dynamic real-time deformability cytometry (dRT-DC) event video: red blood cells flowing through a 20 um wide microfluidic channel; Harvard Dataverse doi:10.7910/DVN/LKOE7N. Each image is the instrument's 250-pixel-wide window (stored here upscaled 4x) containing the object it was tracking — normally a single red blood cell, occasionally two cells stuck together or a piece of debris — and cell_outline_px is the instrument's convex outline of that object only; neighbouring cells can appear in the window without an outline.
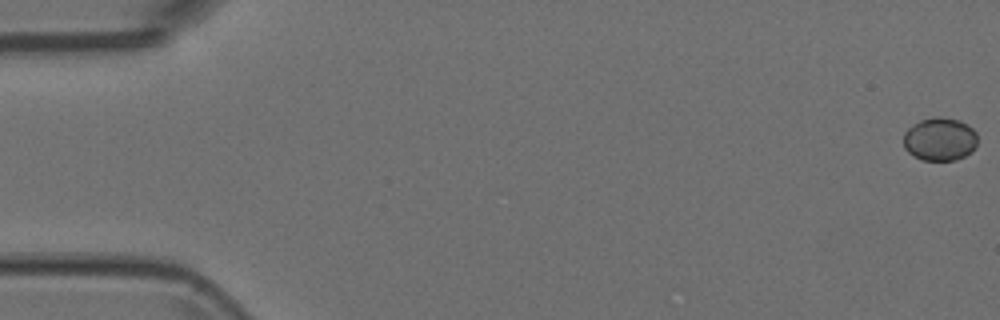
{"species": "Egyptian fruit bat (a non-hibernating species)", "species_latin": "Rousettus aegyptiacus", "temperature_condition": "room temperature", "stored_images_in_passage": 4, "camera_frame_rate_fps": 3000, "um_per_image_px": 0.085, "animal": {"sex": "female"}, "frame": {"image": 1, "passage_image": 1, "time_ms": 0.0, "image_size_px": [1000, 320], "cell_outline_px": [[976, 148], [972, 152], [956, 160], [924, 160], [912, 156], [904, 148], [904, 132], [912, 124], [920, 120], [936, 116], [940, 116], [960, 120], [968, 124], [976, 132]], "centroid_in_image_um": [79.88, 11.82], "position_along_channel_um": 5.1, "area_um2": 18.9}}